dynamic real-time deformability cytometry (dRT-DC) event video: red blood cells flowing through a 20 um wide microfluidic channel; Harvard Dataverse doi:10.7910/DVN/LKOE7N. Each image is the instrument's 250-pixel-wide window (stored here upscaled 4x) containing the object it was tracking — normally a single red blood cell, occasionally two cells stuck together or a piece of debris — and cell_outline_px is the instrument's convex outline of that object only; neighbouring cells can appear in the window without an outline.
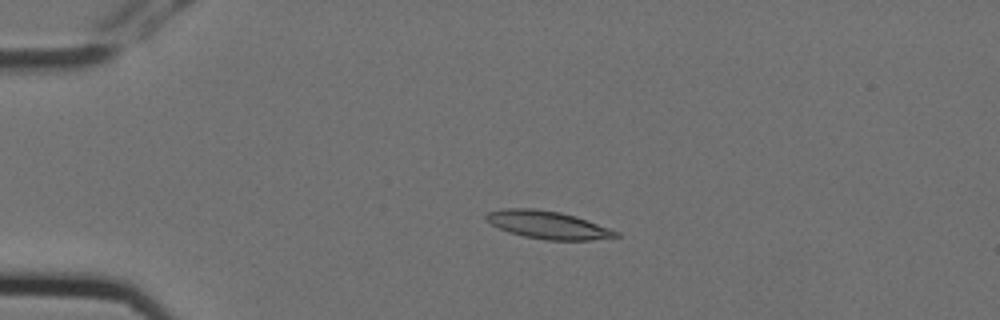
{"species": "Egyptian fruit bat (a non-hibernating species)", "species_latin": "Rousettus aegyptiacus", "temperature_condition": "cold", "stored_images_in_passage": 4, "camera_frame_rate_fps": 3000, "um_per_image_px": 0.085, "animal": {"sex": "female"}, "frame": {"image": 1, "passage_image": 3, "time_ms": 0.667, "image_size_px": [1000, 320], "cell_outline_px": [[620, 236], [588, 240], [548, 240], [524, 236], [508, 232], [484, 220], [484, 216], [488, 212], [504, 208], [536, 208], [560, 212], [576, 216], [620, 232]], "centroid_in_image_um": [46.54, 19.1], "position_along_channel_um": 38.5, "area_um2": 20.98}}